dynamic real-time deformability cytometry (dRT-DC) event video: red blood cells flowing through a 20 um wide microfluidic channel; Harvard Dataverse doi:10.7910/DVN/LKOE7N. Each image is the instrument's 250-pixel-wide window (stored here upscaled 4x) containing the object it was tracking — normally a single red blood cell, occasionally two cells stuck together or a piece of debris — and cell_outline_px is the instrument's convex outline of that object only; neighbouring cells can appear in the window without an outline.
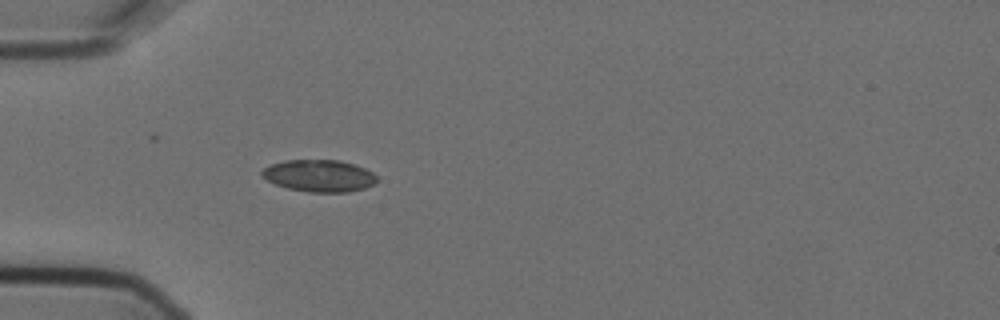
{"species": "Egyptian fruit bat (a non-hibernating species)", "species_latin": "Rousettus aegyptiacus", "temperature_condition": "cold", "stored_images_in_passage": 4, "camera_frame_rate_fps": 3000, "um_per_image_px": 0.085, "animal": {"sex": "female"}, "frame": {"image": 1, "passage_image": 4, "time_ms": 1.0, "image_size_px": [1000, 320], "cell_outline_px": [[376, 180], [372, 184], [364, 188], [348, 192], [308, 192], [288, 188], [276, 184], [260, 176], [260, 172], [264, 168], [272, 164], [284, 160], [340, 160], [364, 168], [372, 172], [376, 176]], "centroid_in_image_um": [27.09, 14.94], "position_along_channel_um": 57.9, "area_um2": 21.27}}